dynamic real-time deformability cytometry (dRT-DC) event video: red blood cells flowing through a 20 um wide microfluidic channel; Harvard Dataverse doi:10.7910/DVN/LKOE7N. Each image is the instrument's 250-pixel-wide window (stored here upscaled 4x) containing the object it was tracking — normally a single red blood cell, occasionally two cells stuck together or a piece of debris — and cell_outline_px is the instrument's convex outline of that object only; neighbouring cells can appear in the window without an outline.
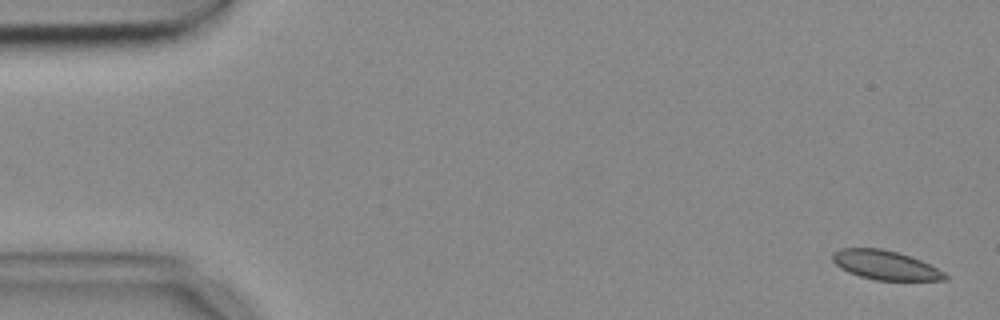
{"species": "common noctule bat (a hibernating species)", "species_latin": "Nyctalus noctula", "temperature_condition": "cold", "stored_images_in_passage": 5, "camera_frame_rate_fps": 3000, "um_per_image_px": 0.085, "animal": {"sex": "female", "body_mass_g": 18.4}, "frame": {"image": 1, "passage_image": 1, "time_ms": 0.0, "image_size_px": [1000, 320], "cell_outline_px": [[948, 280], [876, 280], [860, 276], [848, 272], [840, 268], [832, 260], [832, 252], [840, 248], [880, 248], [896, 252], [920, 260], [944, 272], [948, 276]], "centroid_in_image_um": [75.21, 22.53], "position_along_channel_um": 9.8, "area_um2": 18.96}}
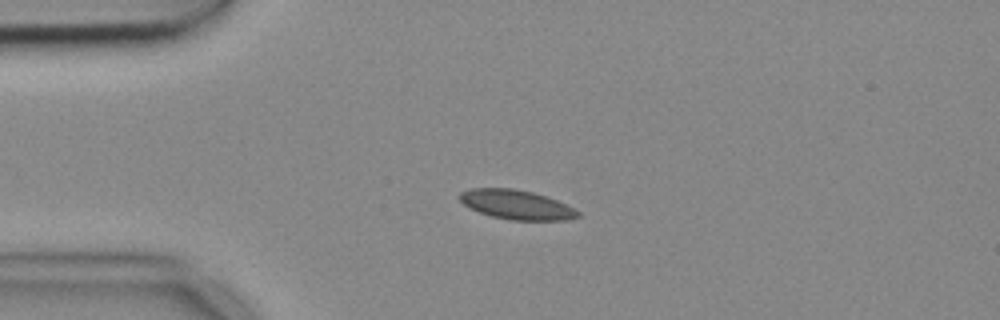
{"frame": {"image": 2, "passage_image": 4, "time_ms": 1.0, "image_size_px": [1000, 320], "cell_outline_px": [[580, 216], [568, 220], [508, 220], [492, 216], [468, 208], [456, 196], [460, 192], [472, 188], [516, 188], [532, 192], [556, 200], [580, 212]], "centroid_in_image_um": [43.85, 17.39], "position_along_channel_um": 41.1, "area_um2": 20.23}}